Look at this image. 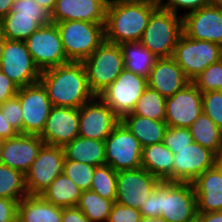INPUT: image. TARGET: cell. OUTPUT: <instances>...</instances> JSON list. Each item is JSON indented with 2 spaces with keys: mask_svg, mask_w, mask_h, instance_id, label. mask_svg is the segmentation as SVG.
Masks as SVG:
<instances>
[{
  "mask_svg": "<svg viewBox=\"0 0 222 222\" xmlns=\"http://www.w3.org/2000/svg\"><path fill=\"white\" fill-rule=\"evenodd\" d=\"M142 217H161L166 222H190L197 217V198L192 183L161 181L142 204Z\"/></svg>",
  "mask_w": 222,
  "mask_h": 222,
  "instance_id": "obj_1",
  "label": "cell"
},
{
  "mask_svg": "<svg viewBox=\"0 0 222 222\" xmlns=\"http://www.w3.org/2000/svg\"><path fill=\"white\" fill-rule=\"evenodd\" d=\"M39 82L46 89L52 106L79 109L95 97L82 62L70 61L46 69L41 72Z\"/></svg>",
  "mask_w": 222,
  "mask_h": 222,
  "instance_id": "obj_2",
  "label": "cell"
},
{
  "mask_svg": "<svg viewBox=\"0 0 222 222\" xmlns=\"http://www.w3.org/2000/svg\"><path fill=\"white\" fill-rule=\"evenodd\" d=\"M156 8L109 0L104 24L105 40L117 45L140 42Z\"/></svg>",
  "mask_w": 222,
  "mask_h": 222,
  "instance_id": "obj_3",
  "label": "cell"
},
{
  "mask_svg": "<svg viewBox=\"0 0 222 222\" xmlns=\"http://www.w3.org/2000/svg\"><path fill=\"white\" fill-rule=\"evenodd\" d=\"M183 33V17L162 8L155 9L140 42L157 58H170Z\"/></svg>",
  "mask_w": 222,
  "mask_h": 222,
  "instance_id": "obj_4",
  "label": "cell"
},
{
  "mask_svg": "<svg viewBox=\"0 0 222 222\" xmlns=\"http://www.w3.org/2000/svg\"><path fill=\"white\" fill-rule=\"evenodd\" d=\"M69 61L82 62L104 41V24L73 20L55 23Z\"/></svg>",
  "mask_w": 222,
  "mask_h": 222,
  "instance_id": "obj_5",
  "label": "cell"
},
{
  "mask_svg": "<svg viewBox=\"0 0 222 222\" xmlns=\"http://www.w3.org/2000/svg\"><path fill=\"white\" fill-rule=\"evenodd\" d=\"M82 63L95 96H99L125 69L120 45L106 40Z\"/></svg>",
  "mask_w": 222,
  "mask_h": 222,
  "instance_id": "obj_6",
  "label": "cell"
},
{
  "mask_svg": "<svg viewBox=\"0 0 222 222\" xmlns=\"http://www.w3.org/2000/svg\"><path fill=\"white\" fill-rule=\"evenodd\" d=\"M172 58L192 82L208 66L222 59V46L204 40L180 36Z\"/></svg>",
  "mask_w": 222,
  "mask_h": 222,
  "instance_id": "obj_7",
  "label": "cell"
},
{
  "mask_svg": "<svg viewBox=\"0 0 222 222\" xmlns=\"http://www.w3.org/2000/svg\"><path fill=\"white\" fill-rule=\"evenodd\" d=\"M147 87V78L124 69L99 97L121 119L123 116L132 113L138 99Z\"/></svg>",
  "mask_w": 222,
  "mask_h": 222,
  "instance_id": "obj_8",
  "label": "cell"
},
{
  "mask_svg": "<svg viewBox=\"0 0 222 222\" xmlns=\"http://www.w3.org/2000/svg\"><path fill=\"white\" fill-rule=\"evenodd\" d=\"M104 143L106 164L115 171L141 167L143 147L121 122L112 130Z\"/></svg>",
  "mask_w": 222,
  "mask_h": 222,
  "instance_id": "obj_9",
  "label": "cell"
},
{
  "mask_svg": "<svg viewBox=\"0 0 222 222\" xmlns=\"http://www.w3.org/2000/svg\"><path fill=\"white\" fill-rule=\"evenodd\" d=\"M25 43L41 72L70 62L66 57L57 25L53 22L41 26Z\"/></svg>",
  "mask_w": 222,
  "mask_h": 222,
  "instance_id": "obj_10",
  "label": "cell"
},
{
  "mask_svg": "<svg viewBox=\"0 0 222 222\" xmlns=\"http://www.w3.org/2000/svg\"><path fill=\"white\" fill-rule=\"evenodd\" d=\"M0 70L19 88L39 82L41 75L25 41L19 40L5 39Z\"/></svg>",
  "mask_w": 222,
  "mask_h": 222,
  "instance_id": "obj_11",
  "label": "cell"
},
{
  "mask_svg": "<svg viewBox=\"0 0 222 222\" xmlns=\"http://www.w3.org/2000/svg\"><path fill=\"white\" fill-rule=\"evenodd\" d=\"M64 161L63 147L44 144L25 174L29 195H41L51 182L63 173Z\"/></svg>",
  "mask_w": 222,
  "mask_h": 222,
  "instance_id": "obj_12",
  "label": "cell"
},
{
  "mask_svg": "<svg viewBox=\"0 0 222 222\" xmlns=\"http://www.w3.org/2000/svg\"><path fill=\"white\" fill-rule=\"evenodd\" d=\"M22 108V134L40 136L52 103L40 82L21 87L16 95Z\"/></svg>",
  "mask_w": 222,
  "mask_h": 222,
  "instance_id": "obj_13",
  "label": "cell"
},
{
  "mask_svg": "<svg viewBox=\"0 0 222 222\" xmlns=\"http://www.w3.org/2000/svg\"><path fill=\"white\" fill-rule=\"evenodd\" d=\"M119 123L120 118L99 96L79 108L81 137L105 141Z\"/></svg>",
  "mask_w": 222,
  "mask_h": 222,
  "instance_id": "obj_14",
  "label": "cell"
},
{
  "mask_svg": "<svg viewBox=\"0 0 222 222\" xmlns=\"http://www.w3.org/2000/svg\"><path fill=\"white\" fill-rule=\"evenodd\" d=\"M160 182L142 167L118 171L115 202L139 210Z\"/></svg>",
  "mask_w": 222,
  "mask_h": 222,
  "instance_id": "obj_15",
  "label": "cell"
},
{
  "mask_svg": "<svg viewBox=\"0 0 222 222\" xmlns=\"http://www.w3.org/2000/svg\"><path fill=\"white\" fill-rule=\"evenodd\" d=\"M202 112V92L191 82L167 97L164 121L170 127L189 128Z\"/></svg>",
  "mask_w": 222,
  "mask_h": 222,
  "instance_id": "obj_16",
  "label": "cell"
},
{
  "mask_svg": "<svg viewBox=\"0 0 222 222\" xmlns=\"http://www.w3.org/2000/svg\"><path fill=\"white\" fill-rule=\"evenodd\" d=\"M216 165V154L200 144L192 142L176 150L173 163V182L192 183L206 170Z\"/></svg>",
  "mask_w": 222,
  "mask_h": 222,
  "instance_id": "obj_17",
  "label": "cell"
},
{
  "mask_svg": "<svg viewBox=\"0 0 222 222\" xmlns=\"http://www.w3.org/2000/svg\"><path fill=\"white\" fill-rule=\"evenodd\" d=\"M183 33L222 46V7L209 4L183 17Z\"/></svg>",
  "mask_w": 222,
  "mask_h": 222,
  "instance_id": "obj_18",
  "label": "cell"
},
{
  "mask_svg": "<svg viewBox=\"0 0 222 222\" xmlns=\"http://www.w3.org/2000/svg\"><path fill=\"white\" fill-rule=\"evenodd\" d=\"M45 143L38 135L18 134L0 141V163L26 174Z\"/></svg>",
  "mask_w": 222,
  "mask_h": 222,
  "instance_id": "obj_19",
  "label": "cell"
},
{
  "mask_svg": "<svg viewBox=\"0 0 222 222\" xmlns=\"http://www.w3.org/2000/svg\"><path fill=\"white\" fill-rule=\"evenodd\" d=\"M79 136V109L52 106L40 138L46 145L64 147Z\"/></svg>",
  "mask_w": 222,
  "mask_h": 222,
  "instance_id": "obj_20",
  "label": "cell"
},
{
  "mask_svg": "<svg viewBox=\"0 0 222 222\" xmlns=\"http://www.w3.org/2000/svg\"><path fill=\"white\" fill-rule=\"evenodd\" d=\"M109 0H56L51 12L53 23L63 21H87L105 24L106 9Z\"/></svg>",
  "mask_w": 222,
  "mask_h": 222,
  "instance_id": "obj_21",
  "label": "cell"
},
{
  "mask_svg": "<svg viewBox=\"0 0 222 222\" xmlns=\"http://www.w3.org/2000/svg\"><path fill=\"white\" fill-rule=\"evenodd\" d=\"M148 87L158 91L164 97H171L184 89L191 81L181 67L170 58H158L147 79Z\"/></svg>",
  "mask_w": 222,
  "mask_h": 222,
  "instance_id": "obj_22",
  "label": "cell"
},
{
  "mask_svg": "<svg viewBox=\"0 0 222 222\" xmlns=\"http://www.w3.org/2000/svg\"><path fill=\"white\" fill-rule=\"evenodd\" d=\"M197 213L222 211V171L215 165L192 182Z\"/></svg>",
  "mask_w": 222,
  "mask_h": 222,
  "instance_id": "obj_23",
  "label": "cell"
},
{
  "mask_svg": "<svg viewBox=\"0 0 222 222\" xmlns=\"http://www.w3.org/2000/svg\"><path fill=\"white\" fill-rule=\"evenodd\" d=\"M17 222H62V208L41 195H27L18 202Z\"/></svg>",
  "mask_w": 222,
  "mask_h": 222,
  "instance_id": "obj_24",
  "label": "cell"
},
{
  "mask_svg": "<svg viewBox=\"0 0 222 222\" xmlns=\"http://www.w3.org/2000/svg\"><path fill=\"white\" fill-rule=\"evenodd\" d=\"M51 15L26 16L9 12L0 20V33L5 39L25 41L41 26L51 23Z\"/></svg>",
  "mask_w": 222,
  "mask_h": 222,
  "instance_id": "obj_25",
  "label": "cell"
},
{
  "mask_svg": "<svg viewBox=\"0 0 222 222\" xmlns=\"http://www.w3.org/2000/svg\"><path fill=\"white\" fill-rule=\"evenodd\" d=\"M174 154L163 143L143 147L141 167L161 181L173 182Z\"/></svg>",
  "mask_w": 222,
  "mask_h": 222,
  "instance_id": "obj_26",
  "label": "cell"
},
{
  "mask_svg": "<svg viewBox=\"0 0 222 222\" xmlns=\"http://www.w3.org/2000/svg\"><path fill=\"white\" fill-rule=\"evenodd\" d=\"M120 122L138 139L142 147L163 142L168 127L165 121H157L133 113L123 116Z\"/></svg>",
  "mask_w": 222,
  "mask_h": 222,
  "instance_id": "obj_27",
  "label": "cell"
},
{
  "mask_svg": "<svg viewBox=\"0 0 222 222\" xmlns=\"http://www.w3.org/2000/svg\"><path fill=\"white\" fill-rule=\"evenodd\" d=\"M63 149L65 160L86 163L95 167L106 164L104 141L78 136L67 143Z\"/></svg>",
  "mask_w": 222,
  "mask_h": 222,
  "instance_id": "obj_28",
  "label": "cell"
},
{
  "mask_svg": "<svg viewBox=\"0 0 222 222\" xmlns=\"http://www.w3.org/2000/svg\"><path fill=\"white\" fill-rule=\"evenodd\" d=\"M81 194L82 190L65 173H61L41 196L57 207L68 208L77 206Z\"/></svg>",
  "mask_w": 222,
  "mask_h": 222,
  "instance_id": "obj_29",
  "label": "cell"
},
{
  "mask_svg": "<svg viewBox=\"0 0 222 222\" xmlns=\"http://www.w3.org/2000/svg\"><path fill=\"white\" fill-rule=\"evenodd\" d=\"M120 48L125 69L148 79L158 58L141 42L123 43L120 44Z\"/></svg>",
  "mask_w": 222,
  "mask_h": 222,
  "instance_id": "obj_30",
  "label": "cell"
},
{
  "mask_svg": "<svg viewBox=\"0 0 222 222\" xmlns=\"http://www.w3.org/2000/svg\"><path fill=\"white\" fill-rule=\"evenodd\" d=\"M189 130L195 143L218 153L222 145V130L205 113L202 112Z\"/></svg>",
  "mask_w": 222,
  "mask_h": 222,
  "instance_id": "obj_31",
  "label": "cell"
},
{
  "mask_svg": "<svg viewBox=\"0 0 222 222\" xmlns=\"http://www.w3.org/2000/svg\"><path fill=\"white\" fill-rule=\"evenodd\" d=\"M115 200H108L91 190L82 191L77 207L90 222H107Z\"/></svg>",
  "mask_w": 222,
  "mask_h": 222,
  "instance_id": "obj_32",
  "label": "cell"
},
{
  "mask_svg": "<svg viewBox=\"0 0 222 222\" xmlns=\"http://www.w3.org/2000/svg\"><path fill=\"white\" fill-rule=\"evenodd\" d=\"M27 195L25 174L0 163V198L19 202Z\"/></svg>",
  "mask_w": 222,
  "mask_h": 222,
  "instance_id": "obj_33",
  "label": "cell"
},
{
  "mask_svg": "<svg viewBox=\"0 0 222 222\" xmlns=\"http://www.w3.org/2000/svg\"><path fill=\"white\" fill-rule=\"evenodd\" d=\"M166 99L158 91L147 87L138 99L132 113L149 119L164 121Z\"/></svg>",
  "mask_w": 222,
  "mask_h": 222,
  "instance_id": "obj_34",
  "label": "cell"
},
{
  "mask_svg": "<svg viewBox=\"0 0 222 222\" xmlns=\"http://www.w3.org/2000/svg\"><path fill=\"white\" fill-rule=\"evenodd\" d=\"M91 191L108 200H115L117 194V171L110 165L96 166Z\"/></svg>",
  "mask_w": 222,
  "mask_h": 222,
  "instance_id": "obj_35",
  "label": "cell"
},
{
  "mask_svg": "<svg viewBox=\"0 0 222 222\" xmlns=\"http://www.w3.org/2000/svg\"><path fill=\"white\" fill-rule=\"evenodd\" d=\"M95 166L72 160L64 161L63 173L67 175L82 191L90 190Z\"/></svg>",
  "mask_w": 222,
  "mask_h": 222,
  "instance_id": "obj_36",
  "label": "cell"
},
{
  "mask_svg": "<svg viewBox=\"0 0 222 222\" xmlns=\"http://www.w3.org/2000/svg\"><path fill=\"white\" fill-rule=\"evenodd\" d=\"M192 83L199 88L202 93L215 90L222 91V59L208 66Z\"/></svg>",
  "mask_w": 222,
  "mask_h": 222,
  "instance_id": "obj_37",
  "label": "cell"
},
{
  "mask_svg": "<svg viewBox=\"0 0 222 222\" xmlns=\"http://www.w3.org/2000/svg\"><path fill=\"white\" fill-rule=\"evenodd\" d=\"M202 108L203 113L222 130V91L202 93Z\"/></svg>",
  "mask_w": 222,
  "mask_h": 222,
  "instance_id": "obj_38",
  "label": "cell"
},
{
  "mask_svg": "<svg viewBox=\"0 0 222 222\" xmlns=\"http://www.w3.org/2000/svg\"><path fill=\"white\" fill-rule=\"evenodd\" d=\"M192 142H194V140L189 128L167 127L163 143L173 154H176V150L183 149Z\"/></svg>",
  "mask_w": 222,
  "mask_h": 222,
  "instance_id": "obj_39",
  "label": "cell"
},
{
  "mask_svg": "<svg viewBox=\"0 0 222 222\" xmlns=\"http://www.w3.org/2000/svg\"><path fill=\"white\" fill-rule=\"evenodd\" d=\"M209 4H212L211 0H162L161 8L184 17ZM180 10H183L182 13Z\"/></svg>",
  "mask_w": 222,
  "mask_h": 222,
  "instance_id": "obj_40",
  "label": "cell"
},
{
  "mask_svg": "<svg viewBox=\"0 0 222 222\" xmlns=\"http://www.w3.org/2000/svg\"><path fill=\"white\" fill-rule=\"evenodd\" d=\"M5 120L14 128L18 134H22V108L17 96L6 100L0 105Z\"/></svg>",
  "mask_w": 222,
  "mask_h": 222,
  "instance_id": "obj_41",
  "label": "cell"
},
{
  "mask_svg": "<svg viewBox=\"0 0 222 222\" xmlns=\"http://www.w3.org/2000/svg\"><path fill=\"white\" fill-rule=\"evenodd\" d=\"M141 219L139 210L115 202L107 222H140Z\"/></svg>",
  "mask_w": 222,
  "mask_h": 222,
  "instance_id": "obj_42",
  "label": "cell"
},
{
  "mask_svg": "<svg viewBox=\"0 0 222 222\" xmlns=\"http://www.w3.org/2000/svg\"><path fill=\"white\" fill-rule=\"evenodd\" d=\"M10 12H17V15L38 16L51 15L41 7L35 0H15Z\"/></svg>",
  "mask_w": 222,
  "mask_h": 222,
  "instance_id": "obj_43",
  "label": "cell"
},
{
  "mask_svg": "<svg viewBox=\"0 0 222 222\" xmlns=\"http://www.w3.org/2000/svg\"><path fill=\"white\" fill-rule=\"evenodd\" d=\"M17 200L0 198V222H17Z\"/></svg>",
  "mask_w": 222,
  "mask_h": 222,
  "instance_id": "obj_44",
  "label": "cell"
},
{
  "mask_svg": "<svg viewBox=\"0 0 222 222\" xmlns=\"http://www.w3.org/2000/svg\"><path fill=\"white\" fill-rule=\"evenodd\" d=\"M19 87L0 70V105L18 93Z\"/></svg>",
  "mask_w": 222,
  "mask_h": 222,
  "instance_id": "obj_45",
  "label": "cell"
},
{
  "mask_svg": "<svg viewBox=\"0 0 222 222\" xmlns=\"http://www.w3.org/2000/svg\"><path fill=\"white\" fill-rule=\"evenodd\" d=\"M62 222H90L77 207L62 208Z\"/></svg>",
  "mask_w": 222,
  "mask_h": 222,
  "instance_id": "obj_46",
  "label": "cell"
},
{
  "mask_svg": "<svg viewBox=\"0 0 222 222\" xmlns=\"http://www.w3.org/2000/svg\"><path fill=\"white\" fill-rule=\"evenodd\" d=\"M18 133L14 128L5 120V117L0 109V141L17 136Z\"/></svg>",
  "mask_w": 222,
  "mask_h": 222,
  "instance_id": "obj_47",
  "label": "cell"
},
{
  "mask_svg": "<svg viewBox=\"0 0 222 222\" xmlns=\"http://www.w3.org/2000/svg\"><path fill=\"white\" fill-rule=\"evenodd\" d=\"M196 218L200 222H222V211L210 213H197Z\"/></svg>",
  "mask_w": 222,
  "mask_h": 222,
  "instance_id": "obj_48",
  "label": "cell"
},
{
  "mask_svg": "<svg viewBox=\"0 0 222 222\" xmlns=\"http://www.w3.org/2000/svg\"><path fill=\"white\" fill-rule=\"evenodd\" d=\"M128 4L145 5L153 8H161L162 0H118Z\"/></svg>",
  "mask_w": 222,
  "mask_h": 222,
  "instance_id": "obj_49",
  "label": "cell"
},
{
  "mask_svg": "<svg viewBox=\"0 0 222 222\" xmlns=\"http://www.w3.org/2000/svg\"><path fill=\"white\" fill-rule=\"evenodd\" d=\"M14 1L15 0H0V20L11 11Z\"/></svg>",
  "mask_w": 222,
  "mask_h": 222,
  "instance_id": "obj_50",
  "label": "cell"
},
{
  "mask_svg": "<svg viewBox=\"0 0 222 222\" xmlns=\"http://www.w3.org/2000/svg\"><path fill=\"white\" fill-rule=\"evenodd\" d=\"M35 1L50 13L54 10L56 4V0H35Z\"/></svg>",
  "mask_w": 222,
  "mask_h": 222,
  "instance_id": "obj_51",
  "label": "cell"
},
{
  "mask_svg": "<svg viewBox=\"0 0 222 222\" xmlns=\"http://www.w3.org/2000/svg\"><path fill=\"white\" fill-rule=\"evenodd\" d=\"M140 222H166L161 217H142Z\"/></svg>",
  "mask_w": 222,
  "mask_h": 222,
  "instance_id": "obj_52",
  "label": "cell"
},
{
  "mask_svg": "<svg viewBox=\"0 0 222 222\" xmlns=\"http://www.w3.org/2000/svg\"><path fill=\"white\" fill-rule=\"evenodd\" d=\"M216 166L222 167V145L220 146L219 151L216 154Z\"/></svg>",
  "mask_w": 222,
  "mask_h": 222,
  "instance_id": "obj_53",
  "label": "cell"
},
{
  "mask_svg": "<svg viewBox=\"0 0 222 222\" xmlns=\"http://www.w3.org/2000/svg\"><path fill=\"white\" fill-rule=\"evenodd\" d=\"M4 45H5V37L0 33V63H1V60H2Z\"/></svg>",
  "mask_w": 222,
  "mask_h": 222,
  "instance_id": "obj_54",
  "label": "cell"
},
{
  "mask_svg": "<svg viewBox=\"0 0 222 222\" xmlns=\"http://www.w3.org/2000/svg\"><path fill=\"white\" fill-rule=\"evenodd\" d=\"M212 4L218 5L222 7V0H211Z\"/></svg>",
  "mask_w": 222,
  "mask_h": 222,
  "instance_id": "obj_55",
  "label": "cell"
},
{
  "mask_svg": "<svg viewBox=\"0 0 222 222\" xmlns=\"http://www.w3.org/2000/svg\"><path fill=\"white\" fill-rule=\"evenodd\" d=\"M190 222H200V221L197 218H195L194 220H192Z\"/></svg>",
  "mask_w": 222,
  "mask_h": 222,
  "instance_id": "obj_56",
  "label": "cell"
}]
</instances>
